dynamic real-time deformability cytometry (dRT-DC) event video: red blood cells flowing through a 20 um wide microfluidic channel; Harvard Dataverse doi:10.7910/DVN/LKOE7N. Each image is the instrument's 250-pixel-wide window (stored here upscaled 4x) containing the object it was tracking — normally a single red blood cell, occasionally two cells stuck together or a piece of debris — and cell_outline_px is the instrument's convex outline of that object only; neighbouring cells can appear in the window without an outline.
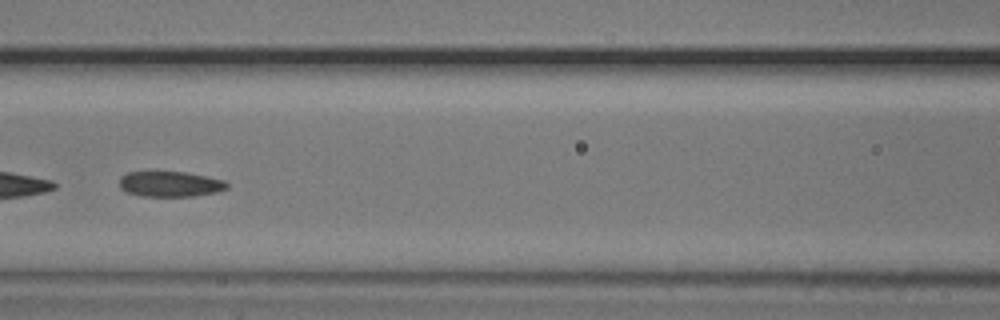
{"species": "common noctule bat (a hibernating species)", "species_latin": "Nyctalus noctula", "temperature_condition": "cold", "stored_images_in_passage": 53, "segment_of_instrument_passage": [2, 2], "camera_frame_rate_fps": 3000, "um_per_image_px": 0.085, "animal": {"sex": "male", "body_mass_g": 20.5, "forearm_length_mm": 52.5}, "frame": {"image": 1, "passage_image": 24, "time_ms": 7.667, "image_size_px": [1000, 320], "cell_outline_px": [[228, 188], [216, 192], [192, 196], [144, 196], [128, 192], [120, 188], [120, 176], [128, 172], [184, 172], [224, 180], [228, 184]], "centroid_in_image_um": [14.46, 15.64], "position_along_channel_um": 152.1, "area_um2": 15.72}}
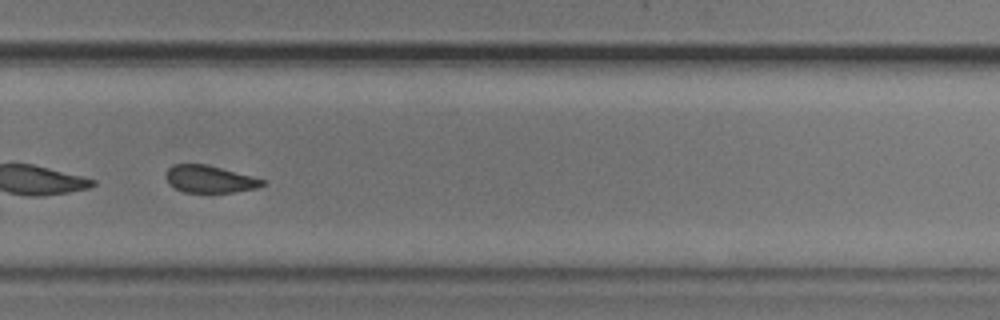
{"frame": {"image": 2, "passage_image": 37, "time_ms": 12.0, "image_size_px": [1000, 320], "cell_outline_px": [[268, 184], [256, 188], [232, 192], [184, 192], [168, 184], [164, 176], [168, 168], [172, 164], [208, 164], [252, 176], [264, 180]], "centroid_in_image_um": [17.8, 15.21], "position_along_channel_um": 312.0, "area_um2": 15.43}}